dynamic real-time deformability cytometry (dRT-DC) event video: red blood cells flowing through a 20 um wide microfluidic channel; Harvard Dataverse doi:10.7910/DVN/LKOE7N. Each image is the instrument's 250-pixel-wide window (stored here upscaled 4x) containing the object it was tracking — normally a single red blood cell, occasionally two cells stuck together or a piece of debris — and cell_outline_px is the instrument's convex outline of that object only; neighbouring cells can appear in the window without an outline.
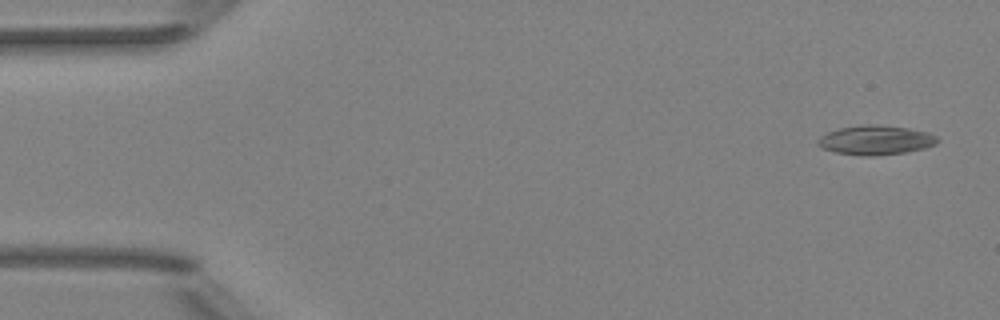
{"species": "Egyptian fruit bat (a non-hibernating species)", "species_latin": "Rousettus aegyptiacus", "temperature_condition": "room temperature", "stored_images_in_passage": 5, "camera_frame_rate_fps": 3000, "um_per_image_px": 0.085, "animal": {"sex": "female"}, "frame": {"image": 1, "passage_image": 1, "time_ms": 0.0, "image_size_px": [1000, 320], "cell_outline_px": [[940, 140], [936, 144], [924, 148], [904, 152], [872, 156], [860, 156], [836, 152], [820, 148], [816, 144], [816, 140], [820, 136], [828, 132], [840, 128], [864, 124], [872, 124], [908, 128], [928, 132], [936, 136]], "centroid_in_image_um": [74.4, 11.91], "position_along_channel_um": 10.6, "area_um2": 20.52}}
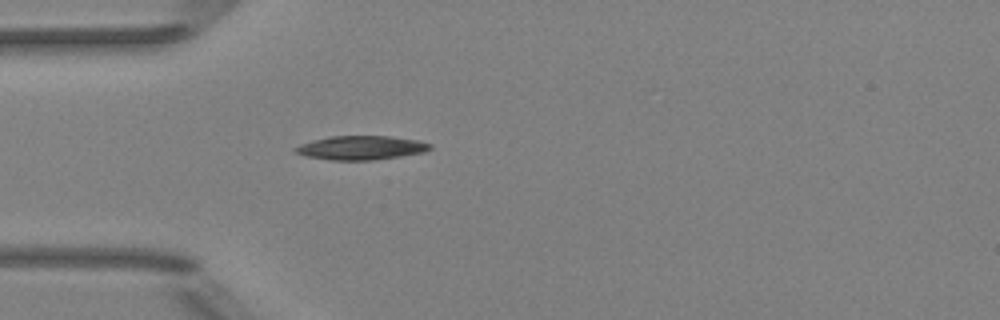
{"frame": {"image": 2, "passage_image": 5, "time_ms": 4.333, "image_size_px": [1000, 320], "cell_outline_px": [[432, 148], [424, 152], [400, 156], [372, 160], [332, 160], [304, 156], [296, 152], [292, 148], [300, 144], [312, 140], [328, 136], [392, 136], [420, 140], [432, 144]], "centroid_in_image_um": [30.69, 12.55], "position_along_channel_um": 54.3, "area_um2": 18.96}}